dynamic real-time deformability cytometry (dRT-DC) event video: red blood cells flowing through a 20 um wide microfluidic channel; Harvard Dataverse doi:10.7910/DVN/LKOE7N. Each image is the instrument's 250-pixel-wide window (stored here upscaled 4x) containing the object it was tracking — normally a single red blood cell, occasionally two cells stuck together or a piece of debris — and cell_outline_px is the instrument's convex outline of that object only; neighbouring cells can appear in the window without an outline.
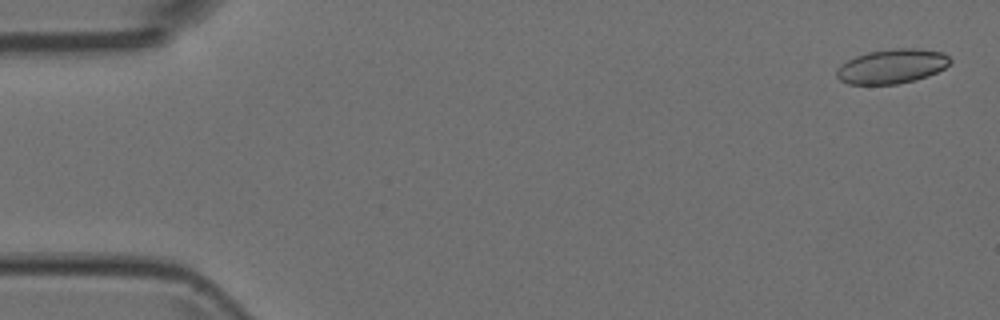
{"species": "Egyptian fruit bat (a non-hibernating species)", "species_latin": "Rousettus aegyptiacus", "temperature_condition": "room temperature", "stored_images_in_passage": 52, "camera_frame_rate_fps": 3000, "um_per_image_px": 0.085, "animal": {"sex": "female"}, "frame": {"image": 1, "passage_image": 2, "time_ms": 0.333, "image_size_px": [1000, 320], "cell_outline_px": [[952, 60], [944, 68], [928, 76], [896, 84], [848, 84], [840, 80], [836, 76], [836, 68], [840, 64], [856, 56], [868, 52], [892, 48], [916, 48], [944, 52]], "centroid_in_image_um": [75.79, 5.62], "position_along_channel_um": 9.2, "area_um2": 22.77}}
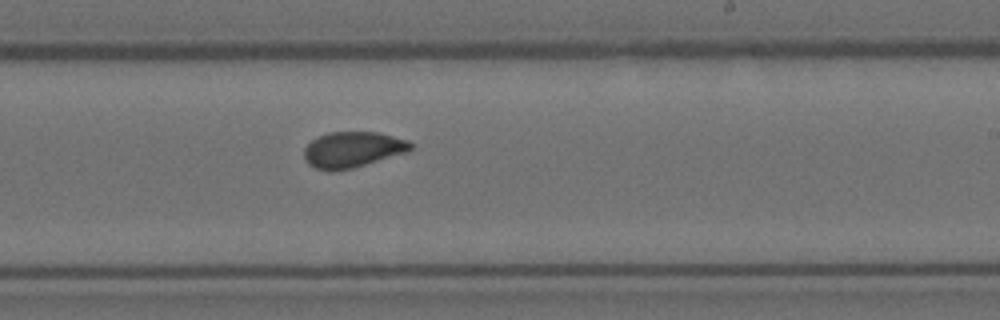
{"frame": {"image": 2, "passage_image": 31, "time_ms": 10.0, "image_size_px": [1000, 320], "cell_outline_px": [[412, 148], [408, 152], [352, 168], [332, 172], [328, 172], [316, 168], [308, 164], [304, 160], [304, 148], [312, 140], [328, 132], [376, 132], [408, 140], [412, 144]], "centroid_in_image_um": [29.95, 12.73], "position_along_channel_um": 259.1, "area_um2": 22.25}}
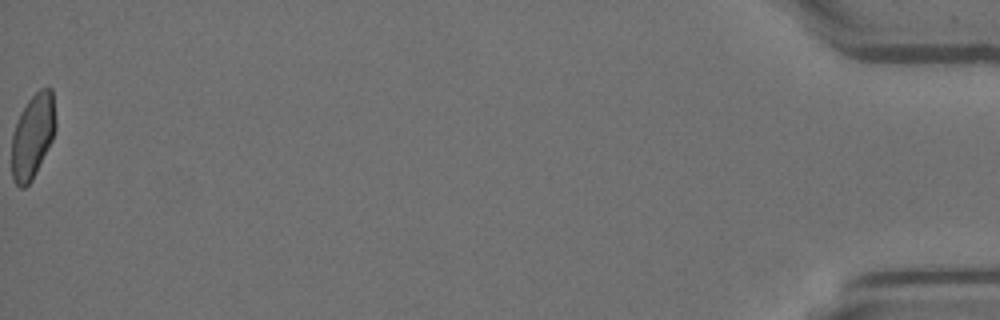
{"frame": {"image": 3, "passage_image": 52, "time_ms": 17.0, "image_size_px": [1000, 320], "cell_outline_px": [[56, 128], [52, 140], [32, 180], [24, 188], [20, 188], [12, 180], [12, 132], [20, 112], [28, 100], [40, 88], [52, 88], [56, 120]], "centroid_in_image_um": [2.78, 11.55], "position_along_channel_um": 432.4, "area_um2": 21.73}}